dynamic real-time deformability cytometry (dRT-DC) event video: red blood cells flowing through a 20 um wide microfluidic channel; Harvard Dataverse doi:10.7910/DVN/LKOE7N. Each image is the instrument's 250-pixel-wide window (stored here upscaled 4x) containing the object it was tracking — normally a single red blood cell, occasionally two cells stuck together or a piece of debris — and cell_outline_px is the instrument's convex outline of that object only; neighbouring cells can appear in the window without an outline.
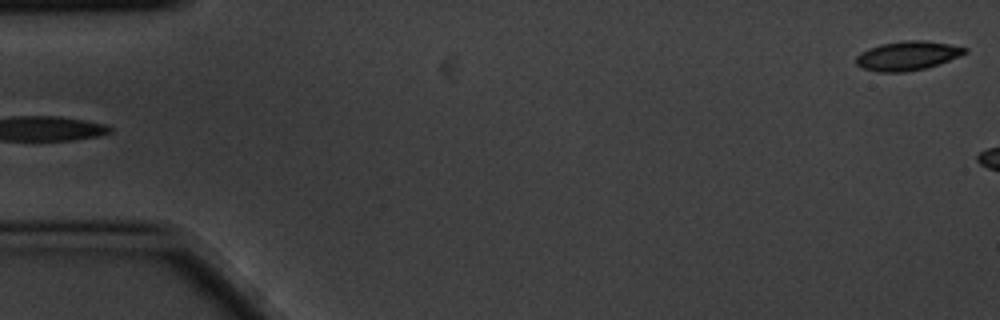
{"species": "common noctule bat (a hibernating species)", "species_latin": "Nyctalus noctula", "temperature_condition": "cold", "stored_images_in_passage": 4, "segment_of_instrument_passage": [2, 2], "camera_frame_rate_fps": 3000, "um_per_image_px": 0.085, "animal": {"sex": "male", "body_mass_g": 20.1, "forearm_length_mm": 53.5}, "frame": {"image": 1, "passage_image": 4, "time_ms": 1.0, "image_size_px": [1000, 320], "cell_outline_px": [[968, 52], [948, 60], [924, 68], [904, 72], [876, 72], [860, 68], [856, 64], [856, 56], [860, 52], [868, 48], [880, 44], [904, 40], [924, 40], [948, 44], [968, 48]], "centroid_in_image_um": [77.07, 4.73], "position_along_channel_um": 7.9, "area_um2": 18.44}}